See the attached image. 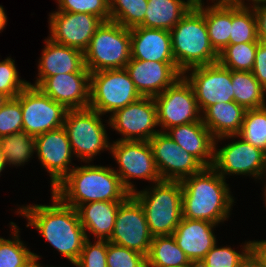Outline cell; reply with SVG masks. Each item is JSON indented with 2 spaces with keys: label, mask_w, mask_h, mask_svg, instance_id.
<instances>
[{
  "label": "cell",
  "mask_w": 266,
  "mask_h": 267,
  "mask_svg": "<svg viewBox=\"0 0 266 267\" xmlns=\"http://www.w3.org/2000/svg\"><path fill=\"white\" fill-rule=\"evenodd\" d=\"M182 185V217L210 221H228L234 197L229 184L212 166L186 177Z\"/></svg>",
  "instance_id": "2"
},
{
  "label": "cell",
  "mask_w": 266,
  "mask_h": 267,
  "mask_svg": "<svg viewBox=\"0 0 266 267\" xmlns=\"http://www.w3.org/2000/svg\"><path fill=\"white\" fill-rule=\"evenodd\" d=\"M132 195L142 205L153 237L173 234L182 219L181 181L161 180Z\"/></svg>",
  "instance_id": "5"
},
{
  "label": "cell",
  "mask_w": 266,
  "mask_h": 267,
  "mask_svg": "<svg viewBox=\"0 0 266 267\" xmlns=\"http://www.w3.org/2000/svg\"><path fill=\"white\" fill-rule=\"evenodd\" d=\"M146 260L147 267H185L192 264L172 235L153 237Z\"/></svg>",
  "instance_id": "30"
},
{
  "label": "cell",
  "mask_w": 266,
  "mask_h": 267,
  "mask_svg": "<svg viewBox=\"0 0 266 267\" xmlns=\"http://www.w3.org/2000/svg\"><path fill=\"white\" fill-rule=\"evenodd\" d=\"M258 41L257 20L253 7L246 2H232V26L229 44Z\"/></svg>",
  "instance_id": "31"
},
{
  "label": "cell",
  "mask_w": 266,
  "mask_h": 267,
  "mask_svg": "<svg viewBox=\"0 0 266 267\" xmlns=\"http://www.w3.org/2000/svg\"><path fill=\"white\" fill-rule=\"evenodd\" d=\"M12 239L0 237V267H22L33 256L26 244L20 239V228L10 222Z\"/></svg>",
  "instance_id": "34"
},
{
  "label": "cell",
  "mask_w": 266,
  "mask_h": 267,
  "mask_svg": "<svg viewBox=\"0 0 266 267\" xmlns=\"http://www.w3.org/2000/svg\"><path fill=\"white\" fill-rule=\"evenodd\" d=\"M110 153L118 164L113 170L120 177L124 188L133 194L137 191L131 179H143L151 183L161 181L157 171L153 152L148 141H113Z\"/></svg>",
  "instance_id": "9"
},
{
  "label": "cell",
  "mask_w": 266,
  "mask_h": 267,
  "mask_svg": "<svg viewBox=\"0 0 266 267\" xmlns=\"http://www.w3.org/2000/svg\"><path fill=\"white\" fill-rule=\"evenodd\" d=\"M167 135L182 149L192 154L205 167L214 162V138L202 120L172 127Z\"/></svg>",
  "instance_id": "24"
},
{
  "label": "cell",
  "mask_w": 266,
  "mask_h": 267,
  "mask_svg": "<svg viewBox=\"0 0 266 267\" xmlns=\"http://www.w3.org/2000/svg\"><path fill=\"white\" fill-rule=\"evenodd\" d=\"M210 221L183 218L172 236L191 263L198 265L217 243L214 228Z\"/></svg>",
  "instance_id": "21"
},
{
  "label": "cell",
  "mask_w": 266,
  "mask_h": 267,
  "mask_svg": "<svg viewBox=\"0 0 266 267\" xmlns=\"http://www.w3.org/2000/svg\"><path fill=\"white\" fill-rule=\"evenodd\" d=\"M49 37L84 53L102 20L88 13L54 11L49 15Z\"/></svg>",
  "instance_id": "18"
},
{
  "label": "cell",
  "mask_w": 266,
  "mask_h": 267,
  "mask_svg": "<svg viewBox=\"0 0 266 267\" xmlns=\"http://www.w3.org/2000/svg\"><path fill=\"white\" fill-rule=\"evenodd\" d=\"M238 136L266 153V106L246 110Z\"/></svg>",
  "instance_id": "36"
},
{
  "label": "cell",
  "mask_w": 266,
  "mask_h": 267,
  "mask_svg": "<svg viewBox=\"0 0 266 267\" xmlns=\"http://www.w3.org/2000/svg\"><path fill=\"white\" fill-rule=\"evenodd\" d=\"M23 131V114L20 93L0 108V137Z\"/></svg>",
  "instance_id": "39"
},
{
  "label": "cell",
  "mask_w": 266,
  "mask_h": 267,
  "mask_svg": "<svg viewBox=\"0 0 266 267\" xmlns=\"http://www.w3.org/2000/svg\"><path fill=\"white\" fill-rule=\"evenodd\" d=\"M237 267H263L256 254L250 249L240 260Z\"/></svg>",
  "instance_id": "46"
},
{
  "label": "cell",
  "mask_w": 266,
  "mask_h": 267,
  "mask_svg": "<svg viewBox=\"0 0 266 267\" xmlns=\"http://www.w3.org/2000/svg\"><path fill=\"white\" fill-rule=\"evenodd\" d=\"M234 101L246 110L266 106V89L251 71L231 70Z\"/></svg>",
  "instance_id": "29"
},
{
  "label": "cell",
  "mask_w": 266,
  "mask_h": 267,
  "mask_svg": "<svg viewBox=\"0 0 266 267\" xmlns=\"http://www.w3.org/2000/svg\"><path fill=\"white\" fill-rule=\"evenodd\" d=\"M51 194L50 205H22L16 213L28 220L26 227H35L64 258L76 263L86 240L79 214L77 209L66 205L52 191Z\"/></svg>",
  "instance_id": "1"
},
{
  "label": "cell",
  "mask_w": 266,
  "mask_h": 267,
  "mask_svg": "<svg viewBox=\"0 0 266 267\" xmlns=\"http://www.w3.org/2000/svg\"><path fill=\"white\" fill-rule=\"evenodd\" d=\"M194 4L203 3V0H191ZM246 0H211V3H221V2H245Z\"/></svg>",
  "instance_id": "49"
},
{
  "label": "cell",
  "mask_w": 266,
  "mask_h": 267,
  "mask_svg": "<svg viewBox=\"0 0 266 267\" xmlns=\"http://www.w3.org/2000/svg\"><path fill=\"white\" fill-rule=\"evenodd\" d=\"M193 5L191 0H147L144 21L140 26L170 31Z\"/></svg>",
  "instance_id": "27"
},
{
  "label": "cell",
  "mask_w": 266,
  "mask_h": 267,
  "mask_svg": "<svg viewBox=\"0 0 266 267\" xmlns=\"http://www.w3.org/2000/svg\"><path fill=\"white\" fill-rule=\"evenodd\" d=\"M42 55L38 61V76L34 84L38 86L45 78L75 72H89L84 64V54L82 51L59 44L46 38Z\"/></svg>",
  "instance_id": "22"
},
{
  "label": "cell",
  "mask_w": 266,
  "mask_h": 267,
  "mask_svg": "<svg viewBox=\"0 0 266 267\" xmlns=\"http://www.w3.org/2000/svg\"><path fill=\"white\" fill-rule=\"evenodd\" d=\"M152 240L144 209L130 194L119 206L114 231L108 241L147 257Z\"/></svg>",
  "instance_id": "14"
},
{
  "label": "cell",
  "mask_w": 266,
  "mask_h": 267,
  "mask_svg": "<svg viewBox=\"0 0 266 267\" xmlns=\"http://www.w3.org/2000/svg\"><path fill=\"white\" fill-rule=\"evenodd\" d=\"M146 9L147 0H109L110 21L127 29L143 23Z\"/></svg>",
  "instance_id": "35"
},
{
  "label": "cell",
  "mask_w": 266,
  "mask_h": 267,
  "mask_svg": "<svg viewBox=\"0 0 266 267\" xmlns=\"http://www.w3.org/2000/svg\"><path fill=\"white\" fill-rule=\"evenodd\" d=\"M148 142L162 180L182 181L205 167L192 154L176 144L166 132H158Z\"/></svg>",
  "instance_id": "16"
},
{
  "label": "cell",
  "mask_w": 266,
  "mask_h": 267,
  "mask_svg": "<svg viewBox=\"0 0 266 267\" xmlns=\"http://www.w3.org/2000/svg\"><path fill=\"white\" fill-rule=\"evenodd\" d=\"M35 150L42 168L50 176L51 191L74 168L73 155L67 132L64 127L35 136ZM71 164V165H70Z\"/></svg>",
  "instance_id": "17"
},
{
  "label": "cell",
  "mask_w": 266,
  "mask_h": 267,
  "mask_svg": "<svg viewBox=\"0 0 266 267\" xmlns=\"http://www.w3.org/2000/svg\"><path fill=\"white\" fill-rule=\"evenodd\" d=\"M261 261L263 267H266V240L251 241L250 248Z\"/></svg>",
  "instance_id": "45"
},
{
  "label": "cell",
  "mask_w": 266,
  "mask_h": 267,
  "mask_svg": "<svg viewBox=\"0 0 266 267\" xmlns=\"http://www.w3.org/2000/svg\"><path fill=\"white\" fill-rule=\"evenodd\" d=\"M141 97L125 68L90 73L89 108L103 116L113 114Z\"/></svg>",
  "instance_id": "8"
},
{
  "label": "cell",
  "mask_w": 266,
  "mask_h": 267,
  "mask_svg": "<svg viewBox=\"0 0 266 267\" xmlns=\"http://www.w3.org/2000/svg\"><path fill=\"white\" fill-rule=\"evenodd\" d=\"M9 100V97L0 93V108Z\"/></svg>",
  "instance_id": "52"
},
{
  "label": "cell",
  "mask_w": 266,
  "mask_h": 267,
  "mask_svg": "<svg viewBox=\"0 0 266 267\" xmlns=\"http://www.w3.org/2000/svg\"><path fill=\"white\" fill-rule=\"evenodd\" d=\"M131 58L143 61L175 62L171 33L142 26L130 29Z\"/></svg>",
  "instance_id": "23"
},
{
  "label": "cell",
  "mask_w": 266,
  "mask_h": 267,
  "mask_svg": "<svg viewBox=\"0 0 266 267\" xmlns=\"http://www.w3.org/2000/svg\"><path fill=\"white\" fill-rule=\"evenodd\" d=\"M242 246L241 253L232 249L231 246H220L215 244L199 263L201 267H237L240 260L251 248V241H247Z\"/></svg>",
  "instance_id": "37"
},
{
  "label": "cell",
  "mask_w": 266,
  "mask_h": 267,
  "mask_svg": "<svg viewBox=\"0 0 266 267\" xmlns=\"http://www.w3.org/2000/svg\"><path fill=\"white\" fill-rule=\"evenodd\" d=\"M246 109L235 101L216 103L207 107L201 113L203 124L210 131L214 139L238 135Z\"/></svg>",
  "instance_id": "26"
},
{
  "label": "cell",
  "mask_w": 266,
  "mask_h": 267,
  "mask_svg": "<svg viewBox=\"0 0 266 267\" xmlns=\"http://www.w3.org/2000/svg\"><path fill=\"white\" fill-rule=\"evenodd\" d=\"M37 87L67 110L89 107L90 72L53 75L45 78Z\"/></svg>",
  "instance_id": "20"
},
{
  "label": "cell",
  "mask_w": 266,
  "mask_h": 267,
  "mask_svg": "<svg viewBox=\"0 0 266 267\" xmlns=\"http://www.w3.org/2000/svg\"><path fill=\"white\" fill-rule=\"evenodd\" d=\"M160 131L201 120V111L188 81L181 76L172 86L154 97Z\"/></svg>",
  "instance_id": "11"
},
{
  "label": "cell",
  "mask_w": 266,
  "mask_h": 267,
  "mask_svg": "<svg viewBox=\"0 0 266 267\" xmlns=\"http://www.w3.org/2000/svg\"><path fill=\"white\" fill-rule=\"evenodd\" d=\"M203 16L208 29L209 41L219 53L229 45L232 26V2L214 3L204 7Z\"/></svg>",
  "instance_id": "28"
},
{
  "label": "cell",
  "mask_w": 266,
  "mask_h": 267,
  "mask_svg": "<svg viewBox=\"0 0 266 267\" xmlns=\"http://www.w3.org/2000/svg\"><path fill=\"white\" fill-rule=\"evenodd\" d=\"M73 166L52 190L66 205L77 209L89 202H123L130 195L113 168L89 163Z\"/></svg>",
  "instance_id": "3"
},
{
  "label": "cell",
  "mask_w": 266,
  "mask_h": 267,
  "mask_svg": "<svg viewBox=\"0 0 266 267\" xmlns=\"http://www.w3.org/2000/svg\"><path fill=\"white\" fill-rule=\"evenodd\" d=\"M258 42L229 44L218 53V63L234 71H252Z\"/></svg>",
  "instance_id": "33"
},
{
  "label": "cell",
  "mask_w": 266,
  "mask_h": 267,
  "mask_svg": "<svg viewBox=\"0 0 266 267\" xmlns=\"http://www.w3.org/2000/svg\"><path fill=\"white\" fill-rule=\"evenodd\" d=\"M107 124L117 131L121 141H149L159 130L154 97H141L110 115Z\"/></svg>",
  "instance_id": "13"
},
{
  "label": "cell",
  "mask_w": 266,
  "mask_h": 267,
  "mask_svg": "<svg viewBox=\"0 0 266 267\" xmlns=\"http://www.w3.org/2000/svg\"><path fill=\"white\" fill-rule=\"evenodd\" d=\"M182 76L192 86L201 113L213 104L234 101L231 70L218 62L191 68Z\"/></svg>",
  "instance_id": "15"
},
{
  "label": "cell",
  "mask_w": 266,
  "mask_h": 267,
  "mask_svg": "<svg viewBox=\"0 0 266 267\" xmlns=\"http://www.w3.org/2000/svg\"><path fill=\"white\" fill-rule=\"evenodd\" d=\"M71 264H73L75 267H79L78 265H77V263H71ZM47 267H49V266H47ZM50 267H55V266H50ZM61 267V266H60Z\"/></svg>",
  "instance_id": "54"
},
{
  "label": "cell",
  "mask_w": 266,
  "mask_h": 267,
  "mask_svg": "<svg viewBox=\"0 0 266 267\" xmlns=\"http://www.w3.org/2000/svg\"><path fill=\"white\" fill-rule=\"evenodd\" d=\"M0 149L7 166H24L36 152L35 137L25 131L0 137Z\"/></svg>",
  "instance_id": "32"
},
{
  "label": "cell",
  "mask_w": 266,
  "mask_h": 267,
  "mask_svg": "<svg viewBox=\"0 0 266 267\" xmlns=\"http://www.w3.org/2000/svg\"><path fill=\"white\" fill-rule=\"evenodd\" d=\"M92 243L90 239L84 241L77 265L79 267H107V240H96Z\"/></svg>",
  "instance_id": "42"
},
{
  "label": "cell",
  "mask_w": 266,
  "mask_h": 267,
  "mask_svg": "<svg viewBox=\"0 0 266 267\" xmlns=\"http://www.w3.org/2000/svg\"><path fill=\"white\" fill-rule=\"evenodd\" d=\"M107 267H147L146 256L107 240Z\"/></svg>",
  "instance_id": "40"
},
{
  "label": "cell",
  "mask_w": 266,
  "mask_h": 267,
  "mask_svg": "<svg viewBox=\"0 0 266 267\" xmlns=\"http://www.w3.org/2000/svg\"><path fill=\"white\" fill-rule=\"evenodd\" d=\"M20 105L23 131L34 137L63 127L68 111L38 87L30 84L20 92Z\"/></svg>",
  "instance_id": "12"
},
{
  "label": "cell",
  "mask_w": 266,
  "mask_h": 267,
  "mask_svg": "<svg viewBox=\"0 0 266 267\" xmlns=\"http://www.w3.org/2000/svg\"><path fill=\"white\" fill-rule=\"evenodd\" d=\"M234 141L217 149V144L224 139ZM234 138L239 140L235 141ZM212 167L224 178L227 175H245L255 179H265L266 153L244 141L238 135L220 137L214 140V162Z\"/></svg>",
  "instance_id": "10"
},
{
  "label": "cell",
  "mask_w": 266,
  "mask_h": 267,
  "mask_svg": "<svg viewBox=\"0 0 266 267\" xmlns=\"http://www.w3.org/2000/svg\"><path fill=\"white\" fill-rule=\"evenodd\" d=\"M122 202H89L77 208L86 239L93 234L96 240H109L113 234L116 215Z\"/></svg>",
  "instance_id": "25"
},
{
  "label": "cell",
  "mask_w": 266,
  "mask_h": 267,
  "mask_svg": "<svg viewBox=\"0 0 266 267\" xmlns=\"http://www.w3.org/2000/svg\"><path fill=\"white\" fill-rule=\"evenodd\" d=\"M20 78L12 58L7 57L0 61V93L9 98H15L29 85L28 81Z\"/></svg>",
  "instance_id": "41"
},
{
  "label": "cell",
  "mask_w": 266,
  "mask_h": 267,
  "mask_svg": "<svg viewBox=\"0 0 266 267\" xmlns=\"http://www.w3.org/2000/svg\"><path fill=\"white\" fill-rule=\"evenodd\" d=\"M185 267H196V264H191L190 266H185Z\"/></svg>",
  "instance_id": "55"
},
{
  "label": "cell",
  "mask_w": 266,
  "mask_h": 267,
  "mask_svg": "<svg viewBox=\"0 0 266 267\" xmlns=\"http://www.w3.org/2000/svg\"><path fill=\"white\" fill-rule=\"evenodd\" d=\"M60 12L88 13L110 21L109 0H56Z\"/></svg>",
  "instance_id": "38"
},
{
  "label": "cell",
  "mask_w": 266,
  "mask_h": 267,
  "mask_svg": "<svg viewBox=\"0 0 266 267\" xmlns=\"http://www.w3.org/2000/svg\"><path fill=\"white\" fill-rule=\"evenodd\" d=\"M125 69L142 97H155L181 76L175 62L143 61L131 58Z\"/></svg>",
  "instance_id": "19"
},
{
  "label": "cell",
  "mask_w": 266,
  "mask_h": 267,
  "mask_svg": "<svg viewBox=\"0 0 266 267\" xmlns=\"http://www.w3.org/2000/svg\"><path fill=\"white\" fill-rule=\"evenodd\" d=\"M83 54L90 73L125 68L131 60L130 29L113 21L102 22Z\"/></svg>",
  "instance_id": "6"
},
{
  "label": "cell",
  "mask_w": 266,
  "mask_h": 267,
  "mask_svg": "<svg viewBox=\"0 0 266 267\" xmlns=\"http://www.w3.org/2000/svg\"><path fill=\"white\" fill-rule=\"evenodd\" d=\"M6 25H7V15L5 14L3 6L0 5V33L3 29H5Z\"/></svg>",
  "instance_id": "48"
},
{
  "label": "cell",
  "mask_w": 266,
  "mask_h": 267,
  "mask_svg": "<svg viewBox=\"0 0 266 267\" xmlns=\"http://www.w3.org/2000/svg\"><path fill=\"white\" fill-rule=\"evenodd\" d=\"M6 166L7 165L5 162L4 155L2 153V150L0 149V176L2 175L1 172L5 169Z\"/></svg>",
  "instance_id": "51"
},
{
  "label": "cell",
  "mask_w": 266,
  "mask_h": 267,
  "mask_svg": "<svg viewBox=\"0 0 266 267\" xmlns=\"http://www.w3.org/2000/svg\"><path fill=\"white\" fill-rule=\"evenodd\" d=\"M265 199V207H266V182H265V185H264V196H263Z\"/></svg>",
  "instance_id": "53"
},
{
  "label": "cell",
  "mask_w": 266,
  "mask_h": 267,
  "mask_svg": "<svg viewBox=\"0 0 266 267\" xmlns=\"http://www.w3.org/2000/svg\"><path fill=\"white\" fill-rule=\"evenodd\" d=\"M252 2V4H250L249 2ZM247 2L249 3V6H265L266 5V0H247Z\"/></svg>",
  "instance_id": "50"
},
{
  "label": "cell",
  "mask_w": 266,
  "mask_h": 267,
  "mask_svg": "<svg viewBox=\"0 0 266 267\" xmlns=\"http://www.w3.org/2000/svg\"><path fill=\"white\" fill-rule=\"evenodd\" d=\"M103 115L91 108L68 110L65 128L75 158L90 163L101 151H110L111 142L103 124Z\"/></svg>",
  "instance_id": "7"
},
{
  "label": "cell",
  "mask_w": 266,
  "mask_h": 267,
  "mask_svg": "<svg viewBox=\"0 0 266 267\" xmlns=\"http://www.w3.org/2000/svg\"><path fill=\"white\" fill-rule=\"evenodd\" d=\"M253 7L257 20V36L258 40L266 42V5L251 6Z\"/></svg>",
  "instance_id": "44"
},
{
  "label": "cell",
  "mask_w": 266,
  "mask_h": 267,
  "mask_svg": "<svg viewBox=\"0 0 266 267\" xmlns=\"http://www.w3.org/2000/svg\"><path fill=\"white\" fill-rule=\"evenodd\" d=\"M40 258V255L34 253V256L29 261H27L22 267H45L39 263L38 260H40Z\"/></svg>",
  "instance_id": "47"
},
{
  "label": "cell",
  "mask_w": 266,
  "mask_h": 267,
  "mask_svg": "<svg viewBox=\"0 0 266 267\" xmlns=\"http://www.w3.org/2000/svg\"><path fill=\"white\" fill-rule=\"evenodd\" d=\"M170 33L172 53L182 74L191 68L218 62V53L209 41L203 3L194 4Z\"/></svg>",
  "instance_id": "4"
},
{
  "label": "cell",
  "mask_w": 266,
  "mask_h": 267,
  "mask_svg": "<svg viewBox=\"0 0 266 267\" xmlns=\"http://www.w3.org/2000/svg\"><path fill=\"white\" fill-rule=\"evenodd\" d=\"M252 74L266 89V42L258 41Z\"/></svg>",
  "instance_id": "43"
}]
</instances>
